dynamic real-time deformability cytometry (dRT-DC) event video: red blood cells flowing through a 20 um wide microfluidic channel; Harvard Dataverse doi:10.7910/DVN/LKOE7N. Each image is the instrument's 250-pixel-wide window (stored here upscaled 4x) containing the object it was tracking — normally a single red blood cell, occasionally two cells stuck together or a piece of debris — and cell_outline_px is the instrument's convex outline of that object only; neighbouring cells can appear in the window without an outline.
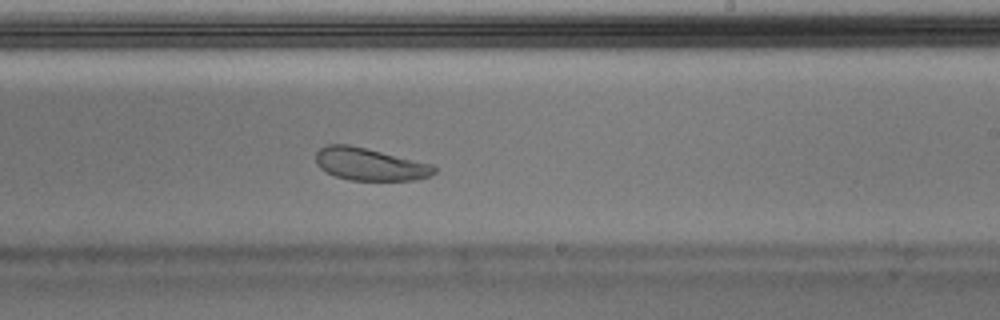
{"species": "Egyptian fruit bat (a non-hibernating species)", "species_latin": "Rousettus aegyptiacus", "temperature_condition": "warm", "stored_images_in_passage": 51, "camera_frame_rate_fps": 3000, "um_per_image_px": 0.085, "animal": {"sex": "male"}, "frame": {"image": 1, "passage_image": 30, "time_ms": 9.667, "image_size_px": [1000, 320], "cell_outline_px": [[436, 172], [428, 176], [416, 180], [352, 180], [336, 176], [320, 168], [316, 164], [316, 152], [320, 148], [328, 144], [348, 144], [432, 164], [436, 168]], "centroid_in_image_um": [31.42, 13.96], "position_along_channel_um": 257.6, "area_um2": 22.14}}
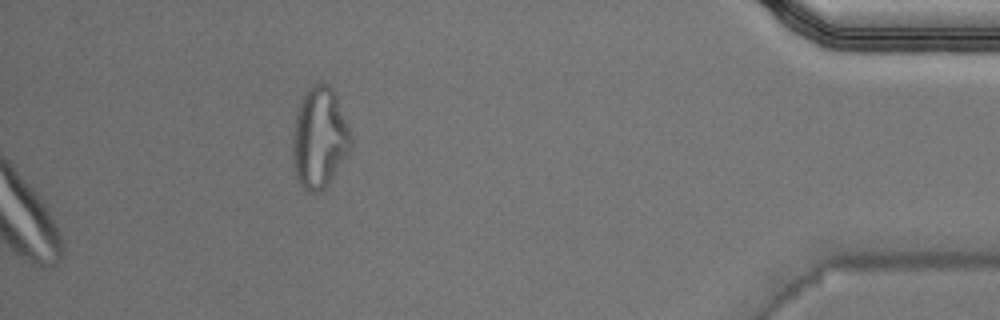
{"frame": {"image": 2, "passage_image": 51, "time_ms": 16.667, "image_size_px": [1000, 320], "cell_outline_px": [[352, 144], [348, 152], [328, 184], [320, 192], [308, 192], [300, 184], [296, 176], [292, 164], [292, 136], [296, 116], [300, 100], [304, 92], [312, 84], [320, 80], [328, 84], [332, 88], [336, 96], [352, 136]], "centroid_in_image_um": [27.13, 11.69], "position_along_channel_um": 408.1, "area_um2": 34.39}, "authors_computed_cell_mechanics": {"area_um2": 24.2182, "velocity_mm_per_s": 3.9794, "shape_relaxation_time_tau1_ms": 2.949, "shape_relaxation_time_tau2_ms": 2.167, "deformation_change_tau1": 0.1048, "deformation_change_tau2": 0.0834}}